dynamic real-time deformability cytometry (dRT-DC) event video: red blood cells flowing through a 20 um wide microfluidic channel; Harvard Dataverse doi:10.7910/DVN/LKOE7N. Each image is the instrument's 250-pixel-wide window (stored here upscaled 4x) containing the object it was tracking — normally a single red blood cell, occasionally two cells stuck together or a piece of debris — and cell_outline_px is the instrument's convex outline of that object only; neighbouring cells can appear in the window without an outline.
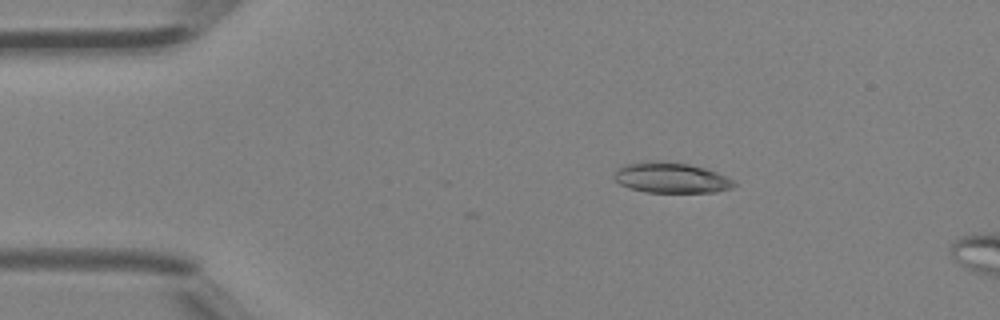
{"species": "Egyptian fruit bat (a non-hibernating species)", "species_latin": "Rousettus aegyptiacus", "temperature_condition": "room temperature", "stored_images_in_passage": 3, "camera_frame_rate_fps": 3000, "um_per_image_px": 0.085, "animal": {"sex": "female"}, "frame": {"image": 1, "passage_image": 1, "time_ms": 0.0, "image_size_px": [1000, 320], "cell_outline_px": [[736, 184], [732, 188], [716, 192], [644, 192], [628, 188], [620, 184], [612, 176], [616, 168], [624, 164], [652, 160], [660, 160], [688, 164], [708, 168], [732, 180]], "centroid_in_image_um": [56.99, 15.1], "position_along_channel_um": 28.0, "area_um2": 21.56}}